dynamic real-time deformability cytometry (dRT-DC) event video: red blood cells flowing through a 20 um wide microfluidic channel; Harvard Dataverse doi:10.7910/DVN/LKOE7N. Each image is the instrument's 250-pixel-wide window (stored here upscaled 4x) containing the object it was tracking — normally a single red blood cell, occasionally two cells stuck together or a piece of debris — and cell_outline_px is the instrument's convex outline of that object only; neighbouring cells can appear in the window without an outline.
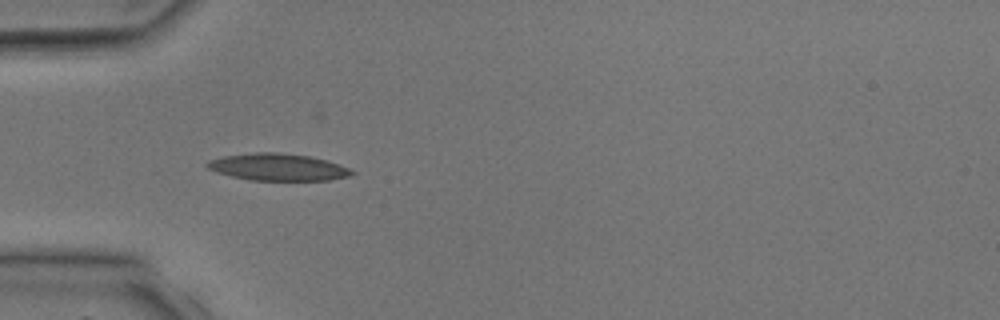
{"species": "common noctule bat (a hibernating species)", "species_latin": "Nyctalus noctula", "temperature_condition": "room temperature", "stored_images_in_passage": 3, "camera_frame_rate_fps": 3000, "um_per_image_px": 0.085, "animal": {"sex": "male", "body_mass_g": 17.9, "forearm_length_mm": 54.2}, "frame": {"image": 1, "passage_image": 3, "time_ms": 2.333, "image_size_px": [1000, 320], "cell_outline_px": [[356, 172], [348, 176], [328, 180], [252, 180], [232, 176], [216, 172], [208, 168], [204, 164], [208, 160], [224, 156], [256, 152], [280, 152], [308, 156], [324, 160], [348, 168]], "centroid_in_image_um": [23.57, 14.2], "position_along_channel_um": 61.4, "area_um2": 22.48}}